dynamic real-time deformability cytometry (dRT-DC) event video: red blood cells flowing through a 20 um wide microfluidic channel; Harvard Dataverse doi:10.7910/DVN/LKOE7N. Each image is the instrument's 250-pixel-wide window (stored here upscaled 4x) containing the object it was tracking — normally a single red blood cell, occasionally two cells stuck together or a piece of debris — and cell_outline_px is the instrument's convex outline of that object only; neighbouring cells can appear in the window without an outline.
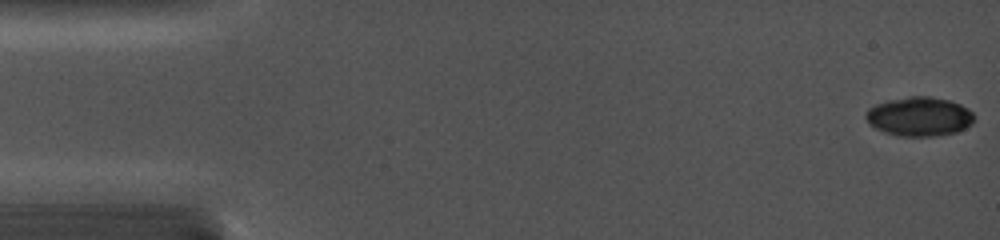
{"species": "common noctule bat (a hibernating species)", "species_latin": "Nyctalus noctula", "temperature_condition": "cold", "stored_images_in_passage": 23, "camera_frame_rate_fps": 5000, "um_per_image_px": 0.085, "animal": {"sex": "female", "body_mass_g": 19.0, "forearm_length_mm": 56.7}, "frame": {"image": 1, "passage_image": 1, "time_ms": 0.0, "image_size_px": [1000, 240], "cell_outline_px": [[972, 124], [956, 132], [936, 136], [896, 136], [884, 132], [868, 124], [864, 116], [868, 108], [876, 104], [888, 100], [908, 96], [928, 96], [948, 100], [960, 104], [968, 108], [972, 112]], "centroid_in_image_um": [78.1, 9.91], "position_along_channel_um": 6.9, "area_um2": 24.8}}
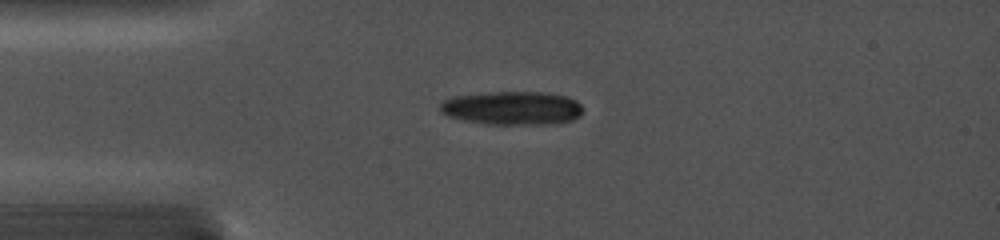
{"frame": {"image": 2, "passage_image": 19, "time_ms": 3.8, "image_size_px": [1000, 240], "cell_outline_px": [[580, 116], [572, 120], [556, 124], [488, 124], [464, 120], [448, 116], [440, 112], [440, 104], [444, 100], [452, 96], [488, 92], [540, 92], [564, 96], [576, 100], [580, 104]], "centroid_in_image_um": [43.51, 9.19], "position_along_channel_um": 41.5, "area_um2": 27.86}}